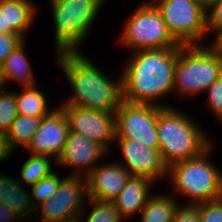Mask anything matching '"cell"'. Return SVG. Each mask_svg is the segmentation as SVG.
I'll use <instances>...</instances> for the list:
<instances>
[{
    "label": "cell",
    "instance_id": "6da1fadb",
    "mask_svg": "<svg viewBox=\"0 0 222 222\" xmlns=\"http://www.w3.org/2000/svg\"><path fill=\"white\" fill-rule=\"evenodd\" d=\"M178 52L179 47L134 51L121 74L123 101L170 107L157 100L174 91Z\"/></svg>",
    "mask_w": 222,
    "mask_h": 222
},
{
    "label": "cell",
    "instance_id": "7a4b0ae2",
    "mask_svg": "<svg viewBox=\"0 0 222 222\" xmlns=\"http://www.w3.org/2000/svg\"><path fill=\"white\" fill-rule=\"evenodd\" d=\"M56 64L73 89V95L61 105L111 112L123 103L122 78L113 82L82 52L58 53Z\"/></svg>",
    "mask_w": 222,
    "mask_h": 222
},
{
    "label": "cell",
    "instance_id": "3957f363",
    "mask_svg": "<svg viewBox=\"0 0 222 222\" xmlns=\"http://www.w3.org/2000/svg\"><path fill=\"white\" fill-rule=\"evenodd\" d=\"M157 133L159 151L168 168L200 156L212 144L195 121L171 106L159 109Z\"/></svg>",
    "mask_w": 222,
    "mask_h": 222
},
{
    "label": "cell",
    "instance_id": "277c9868",
    "mask_svg": "<svg viewBox=\"0 0 222 222\" xmlns=\"http://www.w3.org/2000/svg\"><path fill=\"white\" fill-rule=\"evenodd\" d=\"M212 145L200 156L177 162L168 168V175L177 194L189 197V204L222 198V172L208 160Z\"/></svg>",
    "mask_w": 222,
    "mask_h": 222
},
{
    "label": "cell",
    "instance_id": "5b68a950",
    "mask_svg": "<svg viewBox=\"0 0 222 222\" xmlns=\"http://www.w3.org/2000/svg\"><path fill=\"white\" fill-rule=\"evenodd\" d=\"M222 57L212 46L181 45L175 65L174 90L181 96L199 94L217 81Z\"/></svg>",
    "mask_w": 222,
    "mask_h": 222
},
{
    "label": "cell",
    "instance_id": "8992f818",
    "mask_svg": "<svg viewBox=\"0 0 222 222\" xmlns=\"http://www.w3.org/2000/svg\"><path fill=\"white\" fill-rule=\"evenodd\" d=\"M106 0H50L56 53L78 52Z\"/></svg>",
    "mask_w": 222,
    "mask_h": 222
},
{
    "label": "cell",
    "instance_id": "52a82bcc",
    "mask_svg": "<svg viewBox=\"0 0 222 222\" xmlns=\"http://www.w3.org/2000/svg\"><path fill=\"white\" fill-rule=\"evenodd\" d=\"M120 43L134 51L180 47L167 29L161 13L152 2L141 4L128 18Z\"/></svg>",
    "mask_w": 222,
    "mask_h": 222
},
{
    "label": "cell",
    "instance_id": "ba28073f",
    "mask_svg": "<svg viewBox=\"0 0 222 222\" xmlns=\"http://www.w3.org/2000/svg\"><path fill=\"white\" fill-rule=\"evenodd\" d=\"M180 45L198 44L206 34V11L194 0H151Z\"/></svg>",
    "mask_w": 222,
    "mask_h": 222
},
{
    "label": "cell",
    "instance_id": "9c48e42d",
    "mask_svg": "<svg viewBox=\"0 0 222 222\" xmlns=\"http://www.w3.org/2000/svg\"><path fill=\"white\" fill-rule=\"evenodd\" d=\"M161 106L123 101L116 112L115 139H129L159 149L157 121Z\"/></svg>",
    "mask_w": 222,
    "mask_h": 222
},
{
    "label": "cell",
    "instance_id": "30bf717a",
    "mask_svg": "<svg viewBox=\"0 0 222 222\" xmlns=\"http://www.w3.org/2000/svg\"><path fill=\"white\" fill-rule=\"evenodd\" d=\"M87 194L85 177H65L55 192L48 200L36 206V212L41 214V222H65L80 218L83 203ZM39 207V208H38Z\"/></svg>",
    "mask_w": 222,
    "mask_h": 222
},
{
    "label": "cell",
    "instance_id": "8fae6325",
    "mask_svg": "<svg viewBox=\"0 0 222 222\" xmlns=\"http://www.w3.org/2000/svg\"><path fill=\"white\" fill-rule=\"evenodd\" d=\"M69 121L70 132L96 141L107 151L116 137V112L85 109L75 105L60 106Z\"/></svg>",
    "mask_w": 222,
    "mask_h": 222
},
{
    "label": "cell",
    "instance_id": "7c38bea8",
    "mask_svg": "<svg viewBox=\"0 0 222 222\" xmlns=\"http://www.w3.org/2000/svg\"><path fill=\"white\" fill-rule=\"evenodd\" d=\"M69 121L61 107L43 117L38 130L26 147L35 155H46L59 159L69 133Z\"/></svg>",
    "mask_w": 222,
    "mask_h": 222
},
{
    "label": "cell",
    "instance_id": "4fadbf2b",
    "mask_svg": "<svg viewBox=\"0 0 222 222\" xmlns=\"http://www.w3.org/2000/svg\"><path fill=\"white\" fill-rule=\"evenodd\" d=\"M125 160L122 166L131 176L145 177L153 182L168 174L159 149L149 148L129 139H115Z\"/></svg>",
    "mask_w": 222,
    "mask_h": 222
},
{
    "label": "cell",
    "instance_id": "5bb4252c",
    "mask_svg": "<svg viewBox=\"0 0 222 222\" xmlns=\"http://www.w3.org/2000/svg\"><path fill=\"white\" fill-rule=\"evenodd\" d=\"M105 153L107 154V150L96 141L69 131L57 164L74 168L75 171L70 176L86 177L98 165L96 162L106 155ZM82 168L85 172L87 170L85 175Z\"/></svg>",
    "mask_w": 222,
    "mask_h": 222
},
{
    "label": "cell",
    "instance_id": "9a60e30c",
    "mask_svg": "<svg viewBox=\"0 0 222 222\" xmlns=\"http://www.w3.org/2000/svg\"><path fill=\"white\" fill-rule=\"evenodd\" d=\"M131 174L120 162L97 165L86 178L88 199L114 201Z\"/></svg>",
    "mask_w": 222,
    "mask_h": 222
},
{
    "label": "cell",
    "instance_id": "2e32d148",
    "mask_svg": "<svg viewBox=\"0 0 222 222\" xmlns=\"http://www.w3.org/2000/svg\"><path fill=\"white\" fill-rule=\"evenodd\" d=\"M36 9L30 0H0V33H17L25 39Z\"/></svg>",
    "mask_w": 222,
    "mask_h": 222
},
{
    "label": "cell",
    "instance_id": "e0dca14e",
    "mask_svg": "<svg viewBox=\"0 0 222 222\" xmlns=\"http://www.w3.org/2000/svg\"><path fill=\"white\" fill-rule=\"evenodd\" d=\"M152 183V180L145 177H130L113 201L123 219L141 212L152 196L150 193Z\"/></svg>",
    "mask_w": 222,
    "mask_h": 222
},
{
    "label": "cell",
    "instance_id": "ac0fdd59",
    "mask_svg": "<svg viewBox=\"0 0 222 222\" xmlns=\"http://www.w3.org/2000/svg\"><path fill=\"white\" fill-rule=\"evenodd\" d=\"M21 184L23 185L12 176L0 175V203H5L27 221L32 214L36 215V207L32 202L30 192H27L24 186L22 188Z\"/></svg>",
    "mask_w": 222,
    "mask_h": 222
},
{
    "label": "cell",
    "instance_id": "d6986e66",
    "mask_svg": "<svg viewBox=\"0 0 222 222\" xmlns=\"http://www.w3.org/2000/svg\"><path fill=\"white\" fill-rule=\"evenodd\" d=\"M25 41L15 48L1 63L0 74L5 85L10 80H17L23 88L36 86L33 71L25 53ZM6 82V83H5Z\"/></svg>",
    "mask_w": 222,
    "mask_h": 222
},
{
    "label": "cell",
    "instance_id": "ffe728a7",
    "mask_svg": "<svg viewBox=\"0 0 222 222\" xmlns=\"http://www.w3.org/2000/svg\"><path fill=\"white\" fill-rule=\"evenodd\" d=\"M170 195L157 194L149 198L141 210V222H173L179 204Z\"/></svg>",
    "mask_w": 222,
    "mask_h": 222
},
{
    "label": "cell",
    "instance_id": "44dd1931",
    "mask_svg": "<svg viewBox=\"0 0 222 222\" xmlns=\"http://www.w3.org/2000/svg\"><path fill=\"white\" fill-rule=\"evenodd\" d=\"M45 95L37 86L26 87L21 93H16V109L18 115L46 117L53 110H48Z\"/></svg>",
    "mask_w": 222,
    "mask_h": 222
},
{
    "label": "cell",
    "instance_id": "7402d4cb",
    "mask_svg": "<svg viewBox=\"0 0 222 222\" xmlns=\"http://www.w3.org/2000/svg\"><path fill=\"white\" fill-rule=\"evenodd\" d=\"M42 118L17 115L6 132L10 148L16 151L20 145L26 148L39 128Z\"/></svg>",
    "mask_w": 222,
    "mask_h": 222
},
{
    "label": "cell",
    "instance_id": "603a6c76",
    "mask_svg": "<svg viewBox=\"0 0 222 222\" xmlns=\"http://www.w3.org/2000/svg\"><path fill=\"white\" fill-rule=\"evenodd\" d=\"M50 159V156L30 154V158L25 161L21 168L22 179L18 180L22 183L25 181L26 184L33 185L42 178L50 176L54 172L52 171L53 165H51L52 161Z\"/></svg>",
    "mask_w": 222,
    "mask_h": 222
},
{
    "label": "cell",
    "instance_id": "cb8c5ba5",
    "mask_svg": "<svg viewBox=\"0 0 222 222\" xmlns=\"http://www.w3.org/2000/svg\"><path fill=\"white\" fill-rule=\"evenodd\" d=\"M93 206L85 222H122L123 218L113 201L88 199ZM81 222L82 221L81 219Z\"/></svg>",
    "mask_w": 222,
    "mask_h": 222
},
{
    "label": "cell",
    "instance_id": "d4e9b609",
    "mask_svg": "<svg viewBox=\"0 0 222 222\" xmlns=\"http://www.w3.org/2000/svg\"><path fill=\"white\" fill-rule=\"evenodd\" d=\"M63 179L64 178L61 179L57 173L53 172L50 176L42 178L37 183L31 185L30 194H32L31 197L34 206H38L54 195Z\"/></svg>",
    "mask_w": 222,
    "mask_h": 222
},
{
    "label": "cell",
    "instance_id": "484cf974",
    "mask_svg": "<svg viewBox=\"0 0 222 222\" xmlns=\"http://www.w3.org/2000/svg\"><path fill=\"white\" fill-rule=\"evenodd\" d=\"M0 90V132L6 133L17 117L16 92Z\"/></svg>",
    "mask_w": 222,
    "mask_h": 222
},
{
    "label": "cell",
    "instance_id": "4316f807",
    "mask_svg": "<svg viewBox=\"0 0 222 222\" xmlns=\"http://www.w3.org/2000/svg\"><path fill=\"white\" fill-rule=\"evenodd\" d=\"M205 11L206 32L212 31L217 36L222 32V0H216Z\"/></svg>",
    "mask_w": 222,
    "mask_h": 222
},
{
    "label": "cell",
    "instance_id": "83f0119b",
    "mask_svg": "<svg viewBox=\"0 0 222 222\" xmlns=\"http://www.w3.org/2000/svg\"><path fill=\"white\" fill-rule=\"evenodd\" d=\"M208 93V105L217 118L222 120V71L217 79L206 90Z\"/></svg>",
    "mask_w": 222,
    "mask_h": 222
},
{
    "label": "cell",
    "instance_id": "f1b7e54d",
    "mask_svg": "<svg viewBox=\"0 0 222 222\" xmlns=\"http://www.w3.org/2000/svg\"><path fill=\"white\" fill-rule=\"evenodd\" d=\"M201 222H222V198L200 203Z\"/></svg>",
    "mask_w": 222,
    "mask_h": 222
},
{
    "label": "cell",
    "instance_id": "f546056e",
    "mask_svg": "<svg viewBox=\"0 0 222 222\" xmlns=\"http://www.w3.org/2000/svg\"><path fill=\"white\" fill-rule=\"evenodd\" d=\"M24 40L17 33H0V65Z\"/></svg>",
    "mask_w": 222,
    "mask_h": 222
},
{
    "label": "cell",
    "instance_id": "4dcf8cb0",
    "mask_svg": "<svg viewBox=\"0 0 222 222\" xmlns=\"http://www.w3.org/2000/svg\"><path fill=\"white\" fill-rule=\"evenodd\" d=\"M173 222H201L200 203L186 204V206L178 205Z\"/></svg>",
    "mask_w": 222,
    "mask_h": 222
},
{
    "label": "cell",
    "instance_id": "1f68e13d",
    "mask_svg": "<svg viewBox=\"0 0 222 222\" xmlns=\"http://www.w3.org/2000/svg\"><path fill=\"white\" fill-rule=\"evenodd\" d=\"M21 218L13 209L5 203H0V222H14V219Z\"/></svg>",
    "mask_w": 222,
    "mask_h": 222
},
{
    "label": "cell",
    "instance_id": "d6a6232c",
    "mask_svg": "<svg viewBox=\"0 0 222 222\" xmlns=\"http://www.w3.org/2000/svg\"><path fill=\"white\" fill-rule=\"evenodd\" d=\"M14 151L10 148L6 133L0 132V162L6 160Z\"/></svg>",
    "mask_w": 222,
    "mask_h": 222
},
{
    "label": "cell",
    "instance_id": "836d02e7",
    "mask_svg": "<svg viewBox=\"0 0 222 222\" xmlns=\"http://www.w3.org/2000/svg\"><path fill=\"white\" fill-rule=\"evenodd\" d=\"M211 46L217 51V53L222 57V32L214 37Z\"/></svg>",
    "mask_w": 222,
    "mask_h": 222
},
{
    "label": "cell",
    "instance_id": "e575fe53",
    "mask_svg": "<svg viewBox=\"0 0 222 222\" xmlns=\"http://www.w3.org/2000/svg\"><path fill=\"white\" fill-rule=\"evenodd\" d=\"M194 1L198 4H200L206 10L216 0H194Z\"/></svg>",
    "mask_w": 222,
    "mask_h": 222
},
{
    "label": "cell",
    "instance_id": "d590c367",
    "mask_svg": "<svg viewBox=\"0 0 222 222\" xmlns=\"http://www.w3.org/2000/svg\"><path fill=\"white\" fill-rule=\"evenodd\" d=\"M4 87V83H3V80H2V76L0 74V90H2Z\"/></svg>",
    "mask_w": 222,
    "mask_h": 222
},
{
    "label": "cell",
    "instance_id": "8d00e7d4",
    "mask_svg": "<svg viewBox=\"0 0 222 222\" xmlns=\"http://www.w3.org/2000/svg\"><path fill=\"white\" fill-rule=\"evenodd\" d=\"M65 222H81L79 218H75L69 221H65Z\"/></svg>",
    "mask_w": 222,
    "mask_h": 222
}]
</instances>
